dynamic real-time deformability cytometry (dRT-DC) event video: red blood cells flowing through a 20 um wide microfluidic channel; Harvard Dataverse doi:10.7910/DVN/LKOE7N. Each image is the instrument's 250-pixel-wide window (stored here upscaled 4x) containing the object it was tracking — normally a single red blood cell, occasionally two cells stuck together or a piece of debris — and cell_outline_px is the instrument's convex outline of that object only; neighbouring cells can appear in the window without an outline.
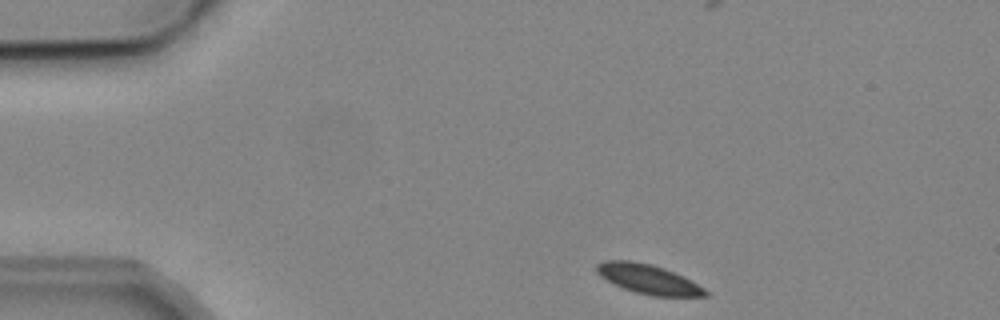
{"species": "common noctule bat (a hibernating species)", "species_latin": "Nyctalus noctula", "temperature_condition": "cold", "stored_images_in_passage": 3, "camera_frame_rate_fps": 3000, "um_per_image_px": 0.085, "animal": {"sex": "male", "body_mass_g": 19.2, "forearm_length_mm": 51.8}, "frame": {"image": 1, "passage_image": 1, "time_ms": 0.0, "image_size_px": [1000, 320], "cell_outline_px": [[708, 296], [652, 296], [636, 292], [624, 288], [600, 276], [596, 272], [596, 264], [604, 260], [632, 260], [652, 264], [664, 268], [704, 288], [708, 292]], "centroid_in_image_um": [55.06, 23.71], "position_along_channel_um": 29.9, "area_um2": 18.32}}